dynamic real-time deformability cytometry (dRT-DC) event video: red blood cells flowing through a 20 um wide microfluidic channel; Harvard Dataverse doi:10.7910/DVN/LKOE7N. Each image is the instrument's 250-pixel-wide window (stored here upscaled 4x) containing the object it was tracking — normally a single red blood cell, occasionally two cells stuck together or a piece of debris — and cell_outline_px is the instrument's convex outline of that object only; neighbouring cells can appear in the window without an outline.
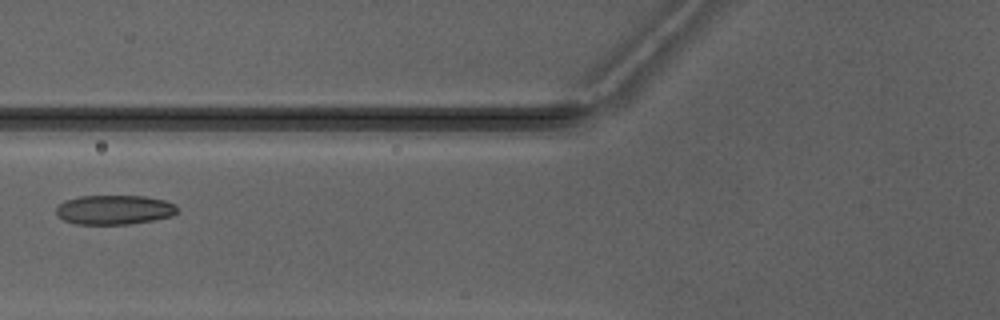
{"species": "Egyptian fruit bat (a non-hibernating species)", "species_latin": "Rousettus aegyptiacus", "temperature_condition": "warm", "stored_images_in_passage": 6, "camera_frame_rate_fps": 3000, "um_per_image_px": 0.085, "animal": {"sex": "male"}, "frame": {"image": 1, "passage_image": 5, "time_ms": 6.0, "image_size_px": [1000, 320], "cell_outline_px": [[176, 212], [172, 216], [152, 220], [128, 224], [76, 224], [64, 220], [56, 216], [56, 208], [64, 200], [80, 196], [144, 196], [164, 200], [176, 204]], "centroid_in_image_um": [9.68, 17.83], "position_along_channel_um": 116.1, "area_um2": 20.75}}
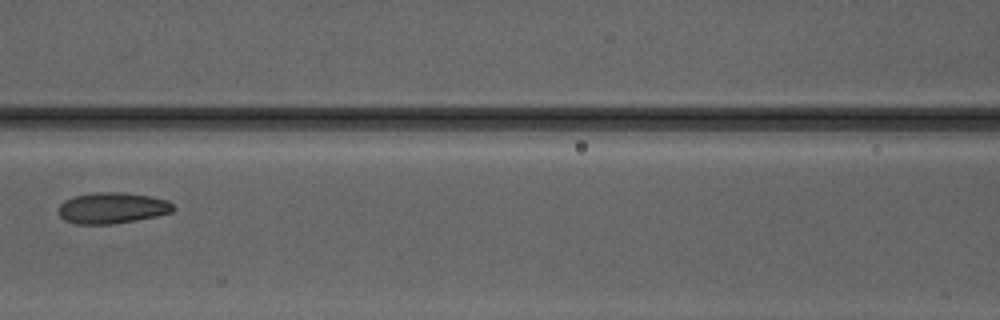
{"frame": {"image": 2, "passage_image": 6, "time_ms": 7.0, "image_size_px": [1000, 320], "cell_outline_px": [[176, 208], [172, 212], [156, 216], [136, 220], [112, 224], [76, 224], [64, 220], [60, 216], [60, 204], [64, 200], [76, 196], [96, 192], [124, 192], [148, 196], [168, 200]], "centroid_in_image_um": [9.55, 17.68], "position_along_channel_um": 157.0, "area_um2": 20.69}}